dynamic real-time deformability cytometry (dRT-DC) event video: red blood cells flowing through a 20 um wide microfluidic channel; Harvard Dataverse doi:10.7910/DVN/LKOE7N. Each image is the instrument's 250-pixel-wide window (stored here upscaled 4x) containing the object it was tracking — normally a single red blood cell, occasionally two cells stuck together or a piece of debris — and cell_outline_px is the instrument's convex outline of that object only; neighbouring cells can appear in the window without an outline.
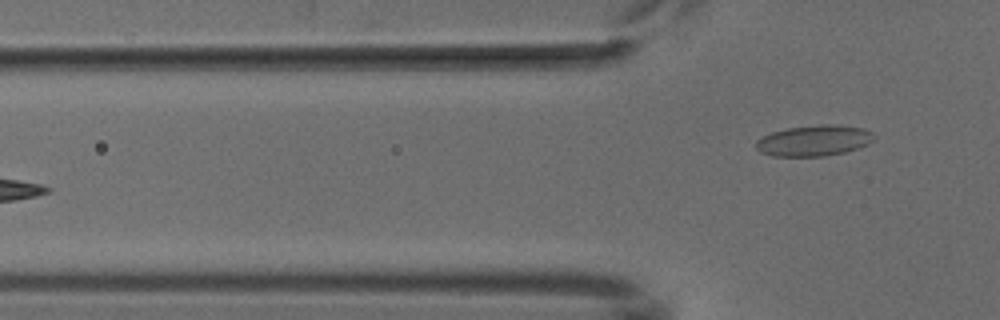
{"species": "common noctule bat (a hibernating species)", "species_latin": "Nyctalus noctula", "temperature_condition": "cold", "stored_images_in_passage": 7, "camera_frame_rate_fps": 3000, "um_per_image_px": 0.085, "animal": {"sex": "male", "body_mass_g": 18.8}, "frame": {"image": 1, "passage_image": 7, "time_ms": 7.0, "image_size_px": [1000, 320], "cell_outline_px": [[876, 136], [868, 144], [860, 148], [844, 152], [824, 156], [772, 156], [760, 152], [756, 148], [756, 140], [772, 132], [788, 128], [820, 124], [836, 124], [864, 128], [872, 132]], "centroid_in_image_um": [69.22, 11.95], "position_along_channel_um": 56.6, "area_um2": 21.33}}